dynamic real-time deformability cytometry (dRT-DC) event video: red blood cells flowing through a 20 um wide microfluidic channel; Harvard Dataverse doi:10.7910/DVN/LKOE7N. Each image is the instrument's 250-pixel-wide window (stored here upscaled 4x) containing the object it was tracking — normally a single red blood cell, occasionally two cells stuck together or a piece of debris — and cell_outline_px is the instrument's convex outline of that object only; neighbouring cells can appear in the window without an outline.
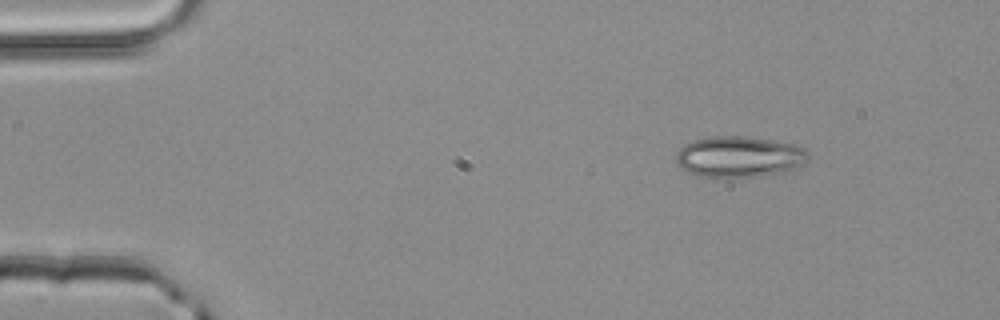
{"species": "common noctule bat (a hibernating species)", "species_latin": "Nyctalus noctula", "temperature_condition": "room temperature", "stored_images_in_passage": 2, "camera_frame_rate_fps": 3000, "um_per_image_px": 0.085, "animal": {"sex": "male", "body_mass_g": 20.4}, "frame": {"image": 1, "passage_image": 1, "time_ms": 0.0, "image_size_px": [1000, 320], "cell_outline_px": [[808, 156], [796, 168], [780, 172], [756, 176], [700, 176], [688, 172], [680, 168], [676, 164], [676, 152], [684, 144], [696, 140], [712, 136], [748, 136], [792, 144], [804, 148], [808, 152]], "centroid_in_image_um": [62.77, 13.3], "position_along_channel_um": 22.2, "area_um2": 31.1}}